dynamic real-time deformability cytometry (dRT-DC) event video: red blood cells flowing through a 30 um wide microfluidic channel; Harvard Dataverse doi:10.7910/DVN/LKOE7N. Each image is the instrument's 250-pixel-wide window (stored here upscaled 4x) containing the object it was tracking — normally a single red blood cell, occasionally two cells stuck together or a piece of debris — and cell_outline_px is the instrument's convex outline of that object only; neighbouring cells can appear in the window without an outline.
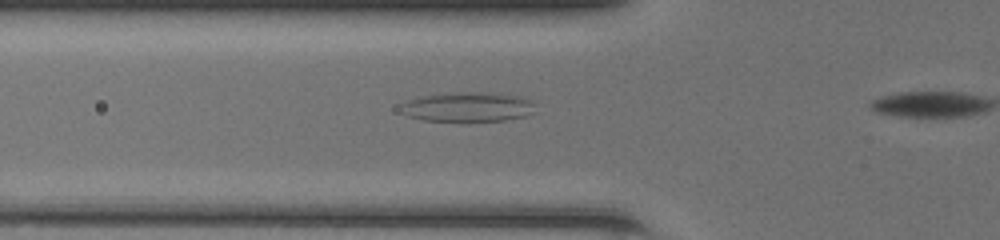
{"species": "common noctule bat (a hibernating species)", "species_latin": "Nyctalus noctula", "temperature_condition": "room temperature", "stored_images_in_passage": 31, "camera_frame_rate_fps": 3000, "um_per_image_px": 0.085, "animal": {"sex": "female", "body_mass_g": 20.0, "forearm_length_mm": 54.0}, "frame": {"image": 1, "passage_image": 5, "time_ms": 1.333, "image_size_px": [1000, 240], "cell_outline_px": [[532, 112], [528, 116], [504, 120], [424, 120], [408, 116], [400, 112], [400, 104], [408, 100], [424, 96], [460, 92], [500, 92], [528, 96], [532, 100]], "centroid_in_image_um": [39.82, 9.06], "position_along_channel_um": 86.0, "area_um2": 23.24}}
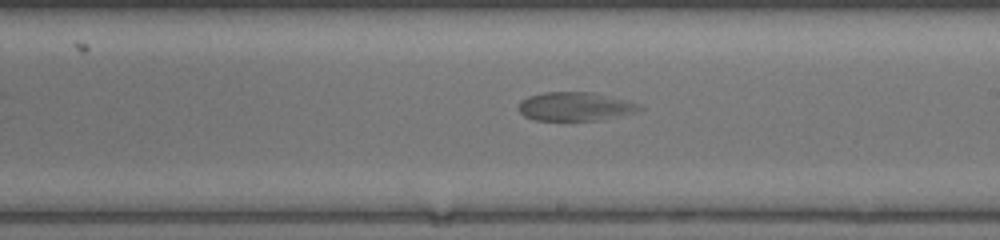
{"frame": {"image": 2, "passage_image": 16, "time_ms": 5.0, "image_size_px": [1000, 240], "cell_outline_px": [[644, 108], [632, 112], [596, 120], [536, 120], [524, 116], [520, 112], [520, 100], [528, 96], [544, 92], [592, 92], [640, 104]], "centroid_in_image_um": [48.83, 9.04], "position_along_channel_um": 240.2, "area_um2": 19.77}}
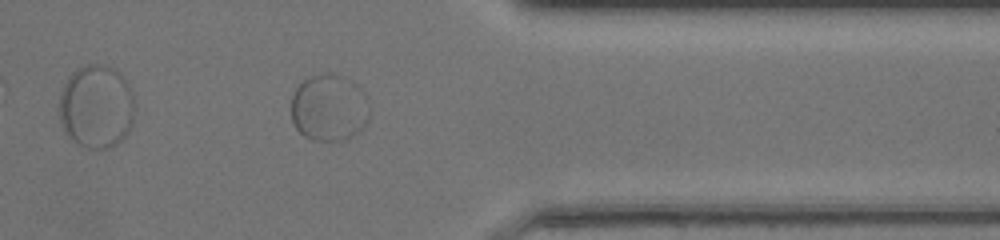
{"frame": {"image": 3, "passage_image": 27, "time_ms": 8.667, "image_size_px": [1000, 240], "cell_outline_px": [[368, 120], [352, 136], [344, 140], [312, 140], [304, 136], [296, 128], [292, 120], [292, 96], [296, 88], [308, 76], [324, 72], [332, 72], [344, 76], [356, 84], [364, 92], [368, 100]], "centroid_in_image_um": [27.96, 9.12], "position_along_channel_um": 383.4, "area_um2": 30.63}}